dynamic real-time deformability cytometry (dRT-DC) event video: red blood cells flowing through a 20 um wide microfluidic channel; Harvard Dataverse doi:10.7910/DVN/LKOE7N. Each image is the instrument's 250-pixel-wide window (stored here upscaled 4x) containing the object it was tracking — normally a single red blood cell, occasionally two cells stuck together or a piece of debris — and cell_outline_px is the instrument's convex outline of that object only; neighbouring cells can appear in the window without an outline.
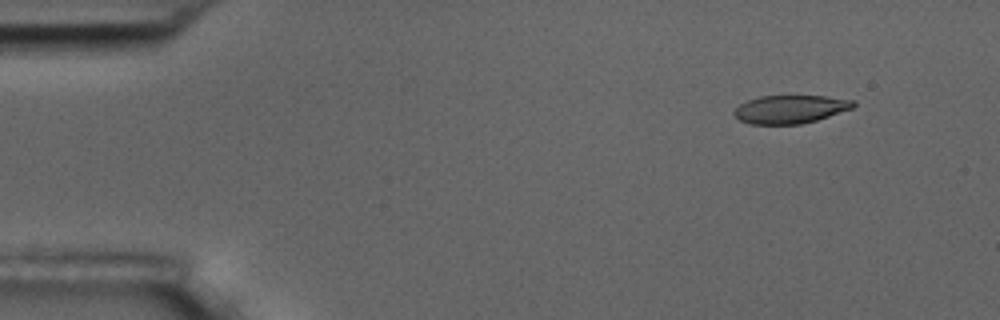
{"species": "common noctule bat (a hibernating species)", "species_latin": "Nyctalus noctula", "temperature_condition": "room temperature", "stored_images_in_passage": 4, "camera_frame_rate_fps": 3000, "um_per_image_px": 0.085, "animal": {"sex": "male", "body_mass_g": 17.5, "forearm_length_mm": 52.3}, "frame": {"image": 1, "passage_image": 2, "time_ms": 1.333, "image_size_px": [1000, 320], "cell_outline_px": [[856, 104], [852, 108], [816, 120], [800, 124], [748, 124], [740, 120], [732, 112], [740, 104], [748, 100], [760, 96], [824, 96], [856, 100]], "centroid_in_image_um": [67.17, 9.28], "position_along_channel_um": 17.8, "area_um2": 19.48}}